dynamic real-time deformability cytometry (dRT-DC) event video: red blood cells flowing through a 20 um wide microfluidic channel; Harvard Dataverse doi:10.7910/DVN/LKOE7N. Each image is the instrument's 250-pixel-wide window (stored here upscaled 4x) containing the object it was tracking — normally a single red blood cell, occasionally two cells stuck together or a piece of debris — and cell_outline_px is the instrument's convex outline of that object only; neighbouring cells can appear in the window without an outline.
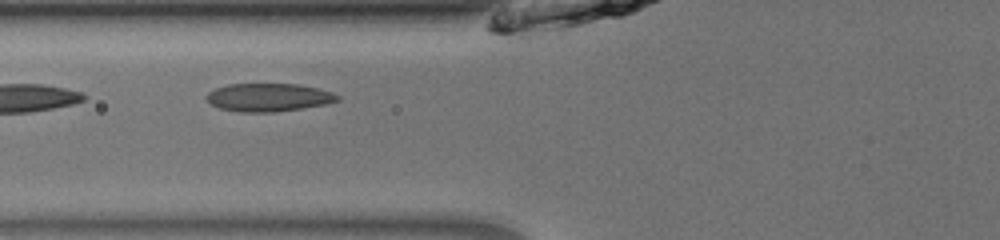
{"species": "common noctule bat (a hibernating species)", "species_latin": "Nyctalus noctula", "temperature_condition": "room temperature", "stored_images_in_passage": 37, "camera_frame_rate_fps": 3000, "um_per_image_px": 0.085, "animal": {"sex": "male", "body_mass_g": 13.0, "forearm_length_mm": 53.1}, "frame": {"image": 1, "passage_image": 17, "time_ms": 5.333, "image_size_px": [1000, 240], "cell_outline_px": [[340, 100], [324, 104], [300, 108], [272, 112], [236, 112], [220, 108], [212, 104], [204, 96], [208, 92], [216, 88], [228, 84], [296, 84], [316, 88], [332, 92], [340, 96]], "centroid_in_image_um": [22.8, 8.27], "position_along_channel_um": 103.0, "area_um2": 21.27}}